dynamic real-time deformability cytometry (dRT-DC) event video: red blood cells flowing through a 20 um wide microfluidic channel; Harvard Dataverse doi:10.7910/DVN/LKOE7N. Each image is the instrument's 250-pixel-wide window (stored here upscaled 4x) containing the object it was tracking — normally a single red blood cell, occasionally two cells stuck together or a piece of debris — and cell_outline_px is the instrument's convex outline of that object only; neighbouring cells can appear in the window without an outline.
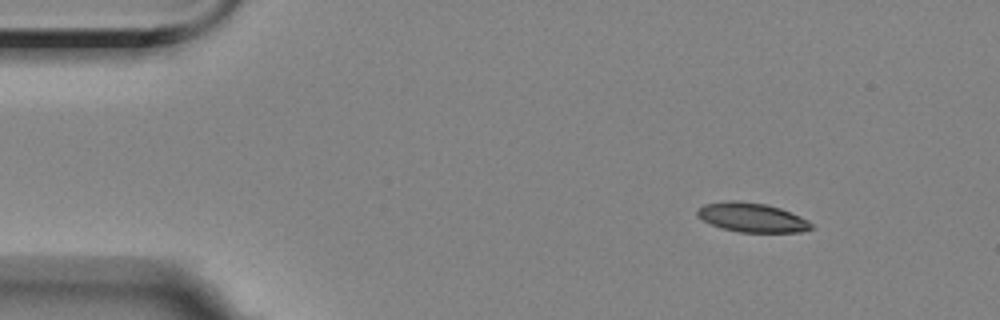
{"species": "Egyptian fruit bat (a non-hibernating species)", "species_latin": "Rousettus aegyptiacus", "temperature_condition": "room temperature", "stored_images_in_passage": 5, "camera_frame_rate_fps": 3000, "um_per_image_px": 0.085, "animal": {"sex": "female"}, "frame": {"image": 1, "passage_image": 1, "time_ms": 0.0, "image_size_px": [1000, 320], "cell_outline_px": [[816, 228], [800, 232], [740, 232], [720, 228], [696, 216], [696, 212], [704, 204], [728, 200], [736, 200], [764, 204], [780, 208], [800, 216], [808, 220]], "centroid_in_image_um": [63.93, 18.49], "position_along_channel_um": 21.1, "area_um2": 19.42}}
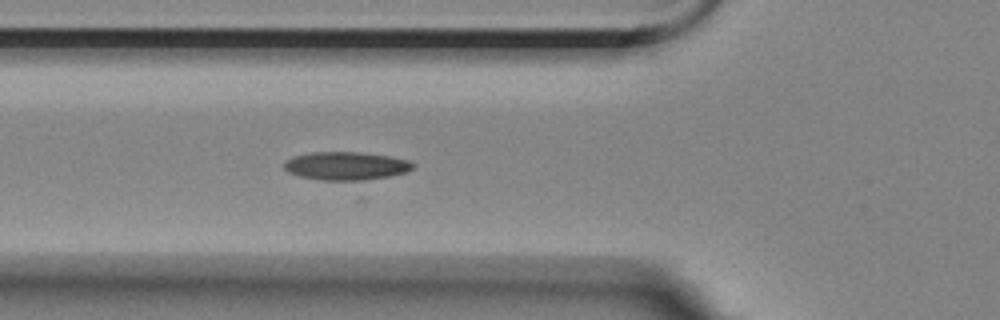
{"frame": {"image": 2, "passage_image": 5, "time_ms": 4.333, "image_size_px": [1000, 320], "cell_outline_px": [[416, 164], [408, 172], [388, 176], [364, 180], [320, 180], [300, 176], [288, 172], [284, 168], [284, 160], [292, 156], [312, 152], [360, 152], [392, 156], [408, 160]], "centroid_in_image_um": [29.41, 14.09], "position_along_channel_um": 96.4, "area_um2": 21.33}}